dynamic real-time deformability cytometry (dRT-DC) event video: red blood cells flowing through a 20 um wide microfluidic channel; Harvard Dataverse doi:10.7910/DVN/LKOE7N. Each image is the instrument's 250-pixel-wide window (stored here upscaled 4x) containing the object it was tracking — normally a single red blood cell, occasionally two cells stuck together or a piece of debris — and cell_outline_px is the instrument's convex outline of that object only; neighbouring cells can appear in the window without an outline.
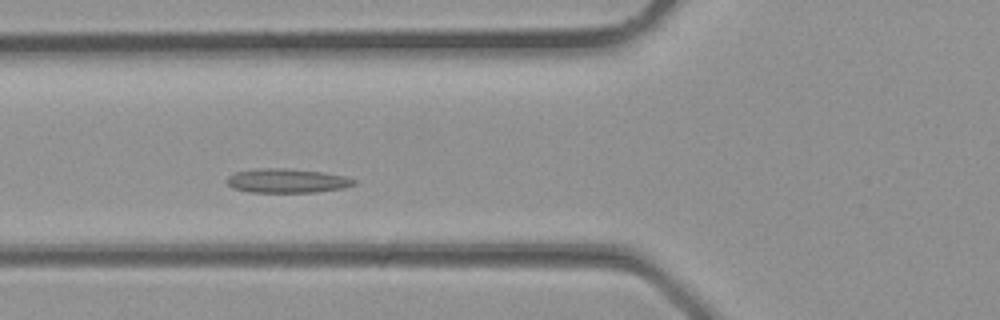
{"species": "common noctule bat (a hibernating species)", "species_latin": "Nyctalus noctula", "temperature_condition": "room temperature", "stored_images_in_passage": 30, "camera_frame_rate_fps": 3000, "um_per_image_px": 0.085, "animal": {"sex": "male", "body_mass_g": 23.1, "forearm_length_mm": 52.7}, "frame": {"image": 1, "passage_image": 7, "time_ms": 2.0, "image_size_px": [1000, 320], "cell_outline_px": [[356, 184], [344, 188], [316, 192], [248, 192], [232, 188], [228, 184], [228, 176], [236, 172], [256, 168], [288, 168], [324, 172], [344, 176], [356, 180]], "centroid_in_image_um": [24.41, 15.36], "position_along_channel_um": 101.4, "area_um2": 17.98}}
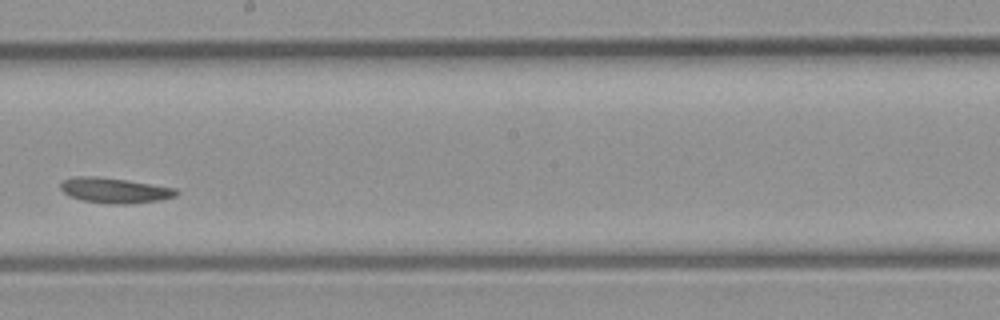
{"frame": {"image": 2, "passage_image": 14, "time_ms": 4.333, "image_size_px": [1000, 320], "cell_outline_px": [[180, 192], [176, 196], [160, 200], [124, 204], [112, 204], [80, 200], [68, 196], [60, 188], [60, 184], [64, 180], [72, 176], [100, 176], [128, 180], [176, 188]], "centroid_in_image_um": [9.73, 16.17], "position_along_channel_um": 238.5, "area_um2": 17.22}}
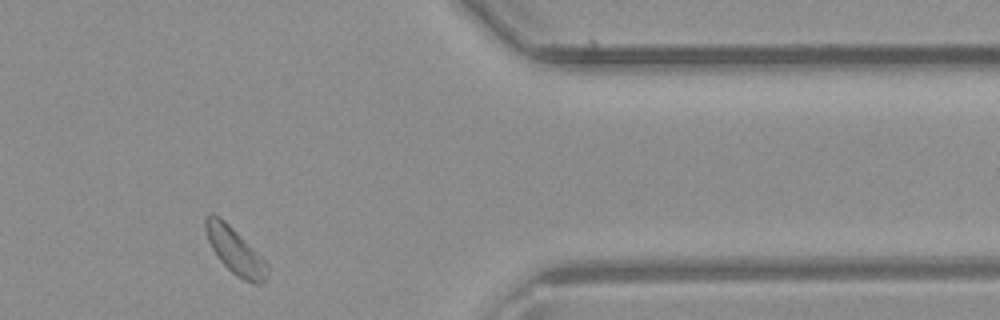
{"frame": {"image": 3, "passage_image": 23, "time_ms": 7.333, "image_size_px": [1000, 320], "cell_outline_px": [[268, 276], [260, 284], [252, 284], [236, 276], [216, 256], [208, 240], [204, 228], [204, 220], [208, 212], [212, 212], [220, 216], [268, 264]], "centroid_in_image_um": [19.94, 21.31], "position_along_channel_um": 391.5, "area_um2": 16.53}}